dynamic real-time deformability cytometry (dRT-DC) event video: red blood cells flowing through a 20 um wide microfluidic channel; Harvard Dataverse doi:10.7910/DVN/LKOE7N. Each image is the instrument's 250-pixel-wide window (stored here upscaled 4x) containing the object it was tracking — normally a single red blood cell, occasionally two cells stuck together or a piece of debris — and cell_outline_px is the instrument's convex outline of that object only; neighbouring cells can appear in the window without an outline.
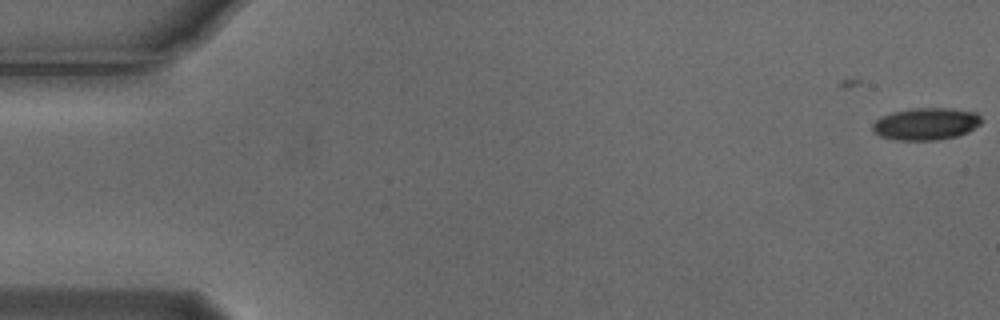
{"species": "Egyptian fruit bat (a non-hibernating species)", "species_latin": "Rousettus aegyptiacus", "temperature_condition": "cold", "stored_images_in_passage": 5, "camera_frame_rate_fps": 3000, "um_per_image_px": 0.085, "animal": {"sex": "male"}, "frame": {"image": 1, "passage_image": 5, "time_ms": 1.333, "image_size_px": [1000, 320], "cell_outline_px": [[984, 120], [980, 124], [968, 132], [956, 136], [936, 140], [896, 140], [880, 136], [872, 132], [872, 124], [880, 116], [892, 112], [912, 108], [952, 108], [976, 112]], "centroid_in_image_um": [78.7, 10.52], "position_along_channel_um": 6.3, "area_um2": 20.63}}